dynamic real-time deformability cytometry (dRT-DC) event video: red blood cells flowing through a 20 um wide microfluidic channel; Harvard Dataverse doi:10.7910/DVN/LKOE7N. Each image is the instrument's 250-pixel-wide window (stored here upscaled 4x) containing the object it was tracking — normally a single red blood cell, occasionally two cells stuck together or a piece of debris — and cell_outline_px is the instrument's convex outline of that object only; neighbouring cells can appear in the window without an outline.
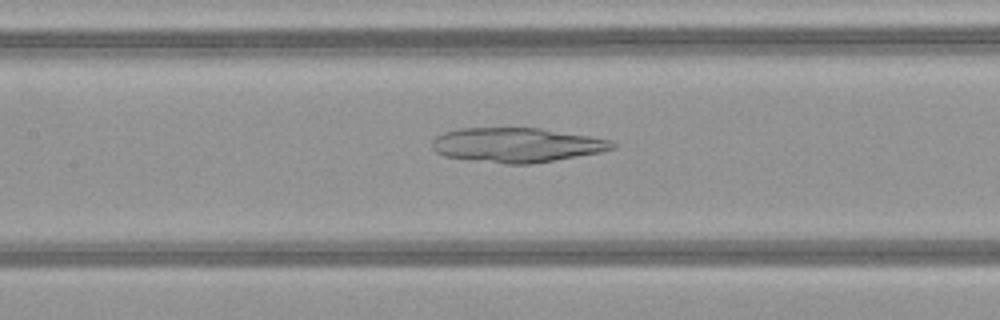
{"species": "common noctule bat (a hibernating species)", "species_latin": "Nyctalus noctula", "temperature_condition": "warm", "stored_images_in_passage": 49, "camera_frame_rate_fps": 3000, "um_per_image_px": 0.085, "animal": {"sex": "female", "body_mass_g": 21.9}, "frame": {"image": 1, "passage_image": 23, "time_ms": 7.333, "image_size_px": [1000, 320], "cell_outline_px": [[616, 148], [600, 152], [532, 164], [504, 164], [444, 156], [436, 152], [432, 148], [432, 140], [436, 136], [444, 132], [460, 128], [540, 128], [592, 136], [612, 140], [616, 144]], "centroid_in_image_um": [43.94, 12.32], "position_along_channel_um": 163.5, "area_um2": 36.36}}
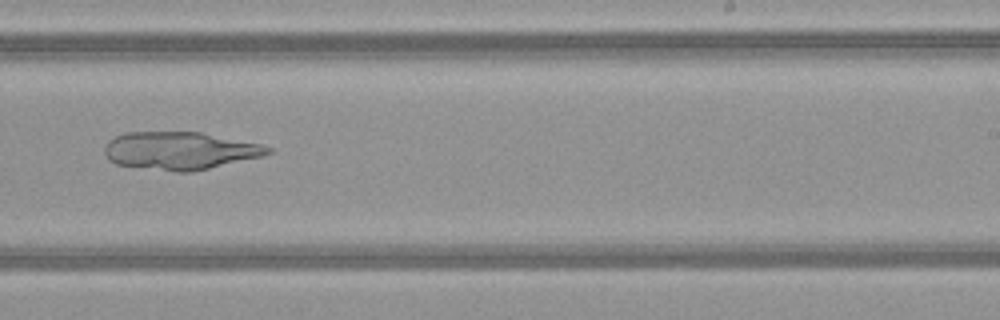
{"frame": {"image": 2, "passage_image": 31, "time_ms": 10.0, "image_size_px": [1000, 320], "cell_outline_px": [[272, 152], [264, 156], [192, 172], [176, 172], [116, 164], [108, 160], [104, 156], [104, 148], [108, 140], [124, 132], [200, 132], [260, 144], [272, 148]], "centroid_in_image_um": [15.27, 12.81], "position_along_channel_um": 273.7, "area_um2": 36.01}}
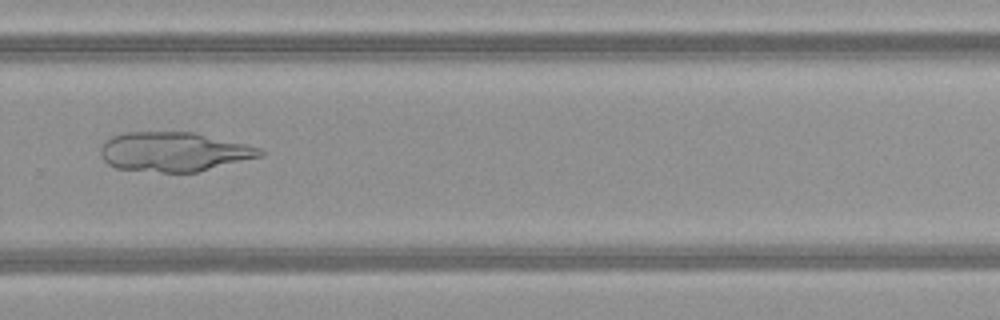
{"frame": {"image": 3, "passage_image": 34, "time_ms": 11.0, "image_size_px": [1000, 320], "cell_outline_px": [[264, 152], [260, 156], [196, 172], [160, 172], [116, 168], [108, 164], [100, 156], [100, 148], [112, 136], [124, 132], [192, 132], [244, 144], [260, 148]], "centroid_in_image_um": [14.72, 12.9], "position_along_channel_um": 315.1, "area_um2": 36.07}}